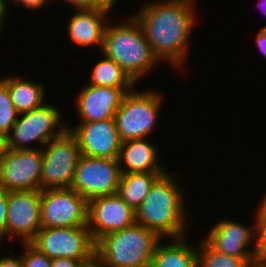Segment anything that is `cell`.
<instances>
[{
	"mask_svg": "<svg viewBox=\"0 0 266 267\" xmlns=\"http://www.w3.org/2000/svg\"><path fill=\"white\" fill-rule=\"evenodd\" d=\"M192 2V0L150 2L142 6L134 16L142 27L155 56L159 61L169 62L175 68L185 65L188 56L187 44L197 20Z\"/></svg>",
	"mask_w": 266,
	"mask_h": 267,
	"instance_id": "1",
	"label": "cell"
},
{
	"mask_svg": "<svg viewBox=\"0 0 266 267\" xmlns=\"http://www.w3.org/2000/svg\"><path fill=\"white\" fill-rule=\"evenodd\" d=\"M176 182L170 173L162 174L135 211L136 223L156 232L161 238L186 236L188 212L182 188Z\"/></svg>",
	"mask_w": 266,
	"mask_h": 267,
	"instance_id": "2",
	"label": "cell"
},
{
	"mask_svg": "<svg viewBox=\"0 0 266 267\" xmlns=\"http://www.w3.org/2000/svg\"><path fill=\"white\" fill-rule=\"evenodd\" d=\"M101 52L115 61L135 83L159 64L134 16L122 24L106 25Z\"/></svg>",
	"mask_w": 266,
	"mask_h": 267,
	"instance_id": "3",
	"label": "cell"
},
{
	"mask_svg": "<svg viewBox=\"0 0 266 267\" xmlns=\"http://www.w3.org/2000/svg\"><path fill=\"white\" fill-rule=\"evenodd\" d=\"M156 232L138 223L100 238L95 257L105 267H151L157 244Z\"/></svg>",
	"mask_w": 266,
	"mask_h": 267,
	"instance_id": "4",
	"label": "cell"
},
{
	"mask_svg": "<svg viewBox=\"0 0 266 267\" xmlns=\"http://www.w3.org/2000/svg\"><path fill=\"white\" fill-rule=\"evenodd\" d=\"M152 91V92H151ZM151 91H136L125 94L114 121L122 142L144 139L154 129L161 110L162 94Z\"/></svg>",
	"mask_w": 266,
	"mask_h": 267,
	"instance_id": "5",
	"label": "cell"
},
{
	"mask_svg": "<svg viewBox=\"0 0 266 267\" xmlns=\"http://www.w3.org/2000/svg\"><path fill=\"white\" fill-rule=\"evenodd\" d=\"M59 111L53 105L44 104L18 114L13 128L4 139V147L15 150L37 149L29 146L31 142L37 141L39 145L45 146L50 140L58 138L68 130V126L57 129L61 121Z\"/></svg>",
	"mask_w": 266,
	"mask_h": 267,
	"instance_id": "6",
	"label": "cell"
},
{
	"mask_svg": "<svg viewBox=\"0 0 266 267\" xmlns=\"http://www.w3.org/2000/svg\"><path fill=\"white\" fill-rule=\"evenodd\" d=\"M42 146L41 191L70 188L75 168L81 157L76 138L67 130L58 138Z\"/></svg>",
	"mask_w": 266,
	"mask_h": 267,
	"instance_id": "7",
	"label": "cell"
},
{
	"mask_svg": "<svg viewBox=\"0 0 266 267\" xmlns=\"http://www.w3.org/2000/svg\"><path fill=\"white\" fill-rule=\"evenodd\" d=\"M50 259L66 257L93 260L95 245L88 226L53 227L41 229L30 242Z\"/></svg>",
	"mask_w": 266,
	"mask_h": 267,
	"instance_id": "8",
	"label": "cell"
},
{
	"mask_svg": "<svg viewBox=\"0 0 266 267\" xmlns=\"http://www.w3.org/2000/svg\"><path fill=\"white\" fill-rule=\"evenodd\" d=\"M42 149L15 150L3 146L0 153V189L41 191Z\"/></svg>",
	"mask_w": 266,
	"mask_h": 267,
	"instance_id": "9",
	"label": "cell"
},
{
	"mask_svg": "<svg viewBox=\"0 0 266 267\" xmlns=\"http://www.w3.org/2000/svg\"><path fill=\"white\" fill-rule=\"evenodd\" d=\"M120 177L117 159L81 155L70 188L89 202L100 196L117 193Z\"/></svg>",
	"mask_w": 266,
	"mask_h": 267,
	"instance_id": "10",
	"label": "cell"
},
{
	"mask_svg": "<svg viewBox=\"0 0 266 267\" xmlns=\"http://www.w3.org/2000/svg\"><path fill=\"white\" fill-rule=\"evenodd\" d=\"M41 227L87 226L88 201L72 188L41 191Z\"/></svg>",
	"mask_w": 266,
	"mask_h": 267,
	"instance_id": "11",
	"label": "cell"
},
{
	"mask_svg": "<svg viewBox=\"0 0 266 267\" xmlns=\"http://www.w3.org/2000/svg\"><path fill=\"white\" fill-rule=\"evenodd\" d=\"M136 223V212L117 194L100 196L88 202V229L96 243L104 235Z\"/></svg>",
	"mask_w": 266,
	"mask_h": 267,
	"instance_id": "12",
	"label": "cell"
},
{
	"mask_svg": "<svg viewBox=\"0 0 266 267\" xmlns=\"http://www.w3.org/2000/svg\"><path fill=\"white\" fill-rule=\"evenodd\" d=\"M7 201L6 236L30 243L41 229V191H7Z\"/></svg>",
	"mask_w": 266,
	"mask_h": 267,
	"instance_id": "13",
	"label": "cell"
},
{
	"mask_svg": "<svg viewBox=\"0 0 266 267\" xmlns=\"http://www.w3.org/2000/svg\"><path fill=\"white\" fill-rule=\"evenodd\" d=\"M68 130L76 138L81 155L118 159L122 141L114 119L80 122Z\"/></svg>",
	"mask_w": 266,
	"mask_h": 267,
	"instance_id": "14",
	"label": "cell"
},
{
	"mask_svg": "<svg viewBox=\"0 0 266 267\" xmlns=\"http://www.w3.org/2000/svg\"><path fill=\"white\" fill-rule=\"evenodd\" d=\"M254 228L235 220H221L212 227L204 240L212 249L237 258H244L252 267L259 263L256 257V222ZM255 241V242H254ZM255 243L254 248L247 249ZM254 242V243H253Z\"/></svg>",
	"mask_w": 266,
	"mask_h": 267,
	"instance_id": "15",
	"label": "cell"
},
{
	"mask_svg": "<svg viewBox=\"0 0 266 267\" xmlns=\"http://www.w3.org/2000/svg\"><path fill=\"white\" fill-rule=\"evenodd\" d=\"M134 87H105L87 85L76 97L80 122L114 119L123 97Z\"/></svg>",
	"mask_w": 266,
	"mask_h": 267,
	"instance_id": "16",
	"label": "cell"
},
{
	"mask_svg": "<svg viewBox=\"0 0 266 267\" xmlns=\"http://www.w3.org/2000/svg\"><path fill=\"white\" fill-rule=\"evenodd\" d=\"M107 15L109 13L101 9L75 10L68 20L69 39L80 47H89L94 44L101 51Z\"/></svg>",
	"mask_w": 266,
	"mask_h": 267,
	"instance_id": "17",
	"label": "cell"
},
{
	"mask_svg": "<svg viewBox=\"0 0 266 267\" xmlns=\"http://www.w3.org/2000/svg\"><path fill=\"white\" fill-rule=\"evenodd\" d=\"M146 139H134L121 143L117 159L121 174L142 172L166 173L163 169L164 167H161V163H158L159 157L155 145Z\"/></svg>",
	"mask_w": 266,
	"mask_h": 267,
	"instance_id": "18",
	"label": "cell"
},
{
	"mask_svg": "<svg viewBox=\"0 0 266 267\" xmlns=\"http://www.w3.org/2000/svg\"><path fill=\"white\" fill-rule=\"evenodd\" d=\"M8 88L11 101L18 114L29 112L44 105L45 87L40 83L5 77L0 79Z\"/></svg>",
	"mask_w": 266,
	"mask_h": 267,
	"instance_id": "19",
	"label": "cell"
},
{
	"mask_svg": "<svg viewBox=\"0 0 266 267\" xmlns=\"http://www.w3.org/2000/svg\"><path fill=\"white\" fill-rule=\"evenodd\" d=\"M172 240L170 245L157 244L151 267H197V247L188 245L186 237Z\"/></svg>",
	"mask_w": 266,
	"mask_h": 267,
	"instance_id": "20",
	"label": "cell"
},
{
	"mask_svg": "<svg viewBox=\"0 0 266 267\" xmlns=\"http://www.w3.org/2000/svg\"><path fill=\"white\" fill-rule=\"evenodd\" d=\"M164 173H125L121 174L117 194L134 211L144 201L155 181Z\"/></svg>",
	"mask_w": 266,
	"mask_h": 267,
	"instance_id": "21",
	"label": "cell"
},
{
	"mask_svg": "<svg viewBox=\"0 0 266 267\" xmlns=\"http://www.w3.org/2000/svg\"><path fill=\"white\" fill-rule=\"evenodd\" d=\"M96 63L90 74L89 85L105 87H133L135 82L112 59L105 55Z\"/></svg>",
	"mask_w": 266,
	"mask_h": 267,
	"instance_id": "22",
	"label": "cell"
},
{
	"mask_svg": "<svg viewBox=\"0 0 266 267\" xmlns=\"http://www.w3.org/2000/svg\"><path fill=\"white\" fill-rule=\"evenodd\" d=\"M197 267H252L244 258L215 251L204 240L197 247Z\"/></svg>",
	"mask_w": 266,
	"mask_h": 267,
	"instance_id": "23",
	"label": "cell"
},
{
	"mask_svg": "<svg viewBox=\"0 0 266 267\" xmlns=\"http://www.w3.org/2000/svg\"><path fill=\"white\" fill-rule=\"evenodd\" d=\"M18 113L11 101L7 86L0 80V138L4 140L13 128Z\"/></svg>",
	"mask_w": 266,
	"mask_h": 267,
	"instance_id": "24",
	"label": "cell"
},
{
	"mask_svg": "<svg viewBox=\"0 0 266 267\" xmlns=\"http://www.w3.org/2000/svg\"><path fill=\"white\" fill-rule=\"evenodd\" d=\"M26 249L21 256L23 267H51L52 259L40 252L31 243H23Z\"/></svg>",
	"mask_w": 266,
	"mask_h": 267,
	"instance_id": "25",
	"label": "cell"
},
{
	"mask_svg": "<svg viewBox=\"0 0 266 267\" xmlns=\"http://www.w3.org/2000/svg\"><path fill=\"white\" fill-rule=\"evenodd\" d=\"M256 257L266 263V215L256 216Z\"/></svg>",
	"mask_w": 266,
	"mask_h": 267,
	"instance_id": "26",
	"label": "cell"
},
{
	"mask_svg": "<svg viewBox=\"0 0 266 267\" xmlns=\"http://www.w3.org/2000/svg\"><path fill=\"white\" fill-rule=\"evenodd\" d=\"M7 191L0 189V241L6 236Z\"/></svg>",
	"mask_w": 266,
	"mask_h": 267,
	"instance_id": "27",
	"label": "cell"
},
{
	"mask_svg": "<svg viewBox=\"0 0 266 267\" xmlns=\"http://www.w3.org/2000/svg\"><path fill=\"white\" fill-rule=\"evenodd\" d=\"M92 260H75L72 258L60 257L52 259L51 267H84Z\"/></svg>",
	"mask_w": 266,
	"mask_h": 267,
	"instance_id": "28",
	"label": "cell"
},
{
	"mask_svg": "<svg viewBox=\"0 0 266 267\" xmlns=\"http://www.w3.org/2000/svg\"><path fill=\"white\" fill-rule=\"evenodd\" d=\"M12 2L18 5L22 4L26 8H29L30 10L31 9L35 10L45 6V4L49 2V0H13Z\"/></svg>",
	"mask_w": 266,
	"mask_h": 267,
	"instance_id": "29",
	"label": "cell"
},
{
	"mask_svg": "<svg viewBox=\"0 0 266 267\" xmlns=\"http://www.w3.org/2000/svg\"><path fill=\"white\" fill-rule=\"evenodd\" d=\"M0 267H23L21 256L17 258L8 255L0 257Z\"/></svg>",
	"mask_w": 266,
	"mask_h": 267,
	"instance_id": "30",
	"label": "cell"
},
{
	"mask_svg": "<svg viewBox=\"0 0 266 267\" xmlns=\"http://www.w3.org/2000/svg\"><path fill=\"white\" fill-rule=\"evenodd\" d=\"M256 46L259 47V51L266 56V26L260 28L259 32L256 34Z\"/></svg>",
	"mask_w": 266,
	"mask_h": 267,
	"instance_id": "31",
	"label": "cell"
},
{
	"mask_svg": "<svg viewBox=\"0 0 266 267\" xmlns=\"http://www.w3.org/2000/svg\"><path fill=\"white\" fill-rule=\"evenodd\" d=\"M116 1L117 0H92V9H101L109 13Z\"/></svg>",
	"mask_w": 266,
	"mask_h": 267,
	"instance_id": "32",
	"label": "cell"
},
{
	"mask_svg": "<svg viewBox=\"0 0 266 267\" xmlns=\"http://www.w3.org/2000/svg\"><path fill=\"white\" fill-rule=\"evenodd\" d=\"M66 3H69L77 11L79 10H91L92 9V0H63Z\"/></svg>",
	"mask_w": 266,
	"mask_h": 267,
	"instance_id": "33",
	"label": "cell"
},
{
	"mask_svg": "<svg viewBox=\"0 0 266 267\" xmlns=\"http://www.w3.org/2000/svg\"><path fill=\"white\" fill-rule=\"evenodd\" d=\"M7 1H5V0H0V32H2L3 30H2V28H3V24L5 23L4 21H5V16H7L6 15V13H7V5L9 4L8 2L6 3ZM7 4V5H6Z\"/></svg>",
	"mask_w": 266,
	"mask_h": 267,
	"instance_id": "34",
	"label": "cell"
},
{
	"mask_svg": "<svg viewBox=\"0 0 266 267\" xmlns=\"http://www.w3.org/2000/svg\"><path fill=\"white\" fill-rule=\"evenodd\" d=\"M259 206L260 207L256 216L266 215V195L263 197V200H261V204Z\"/></svg>",
	"mask_w": 266,
	"mask_h": 267,
	"instance_id": "35",
	"label": "cell"
},
{
	"mask_svg": "<svg viewBox=\"0 0 266 267\" xmlns=\"http://www.w3.org/2000/svg\"><path fill=\"white\" fill-rule=\"evenodd\" d=\"M84 267H105L96 257Z\"/></svg>",
	"mask_w": 266,
	"mask_h": 267,
	"instance_id": "36",
	"label": "cell"
},
{
	"mask_svg": "<svg viewBox=\"0 0 266 267\" xmlns=\"http://www.w3.org/2000/svg\"><path fill=\"white\" fill-rule=\"evenodd\" d=\"M258 2H259L258 6H260L261 10L263 9L264 13H266V0H259Z\"/></svg>",
	"mask_w": 266,
	"mask_h": 267,
	"instance_id": "37",
	"label": "cell"
},
{
	"mask_svg": "<svg viewBox=\"0 0 266 267\" xmlns=\"http://www.w3.org/2000/svg\"><path fill=\"white\" fill-rule=\"evenodd\" d=\"M3 146H4V140H2V139L0 138V153H1V151H2Z\"/></svg>",
	"mask_w": 266,
	"mask_h": 267,
	"instance_id": "38",
	"label": "cell"
},
{
	"mask_svg": "<svg viewBox=\"0 0 266 267\" xmlns=\"http://www.w3.org/2000/svg\"><path fill=\"white\" fill-rule=\"evenodd\" d=\"M255 267H266V264H265V263H260V264H258V265L255 266Z\"/></svg>",
	"mask_w": 266,
	"mask_h": 267,
	"instance_id": "39",
	"label": "cell"
}]
</instances>
